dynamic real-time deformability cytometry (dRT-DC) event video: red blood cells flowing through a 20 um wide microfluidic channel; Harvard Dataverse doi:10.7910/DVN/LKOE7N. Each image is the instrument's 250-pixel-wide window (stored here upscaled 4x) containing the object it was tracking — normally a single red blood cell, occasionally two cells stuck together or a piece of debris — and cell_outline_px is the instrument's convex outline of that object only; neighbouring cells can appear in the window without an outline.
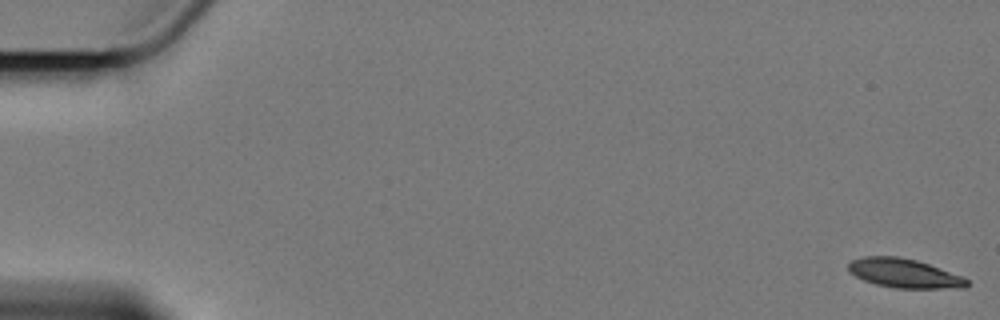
{"species": "Egyptian fruit bat (a non-hibernating species)", "species_latin": "Rousettus aegyptiacus", "temperature_condition": "cold", "stored_images_in_passage": 60, "camera_frame_rate_fps": 3000, "um_per_image_px": 0.085, "animal": {"sex": "female"}, "frame": {"image": 1, "passage_image": 1, "time_ms": 0.0, "image_size_px": [1000, 320], "cell_outline_px": [[968, 284], [964, 288], [896, 288], [876, 284], [864, 280], [848, 272], [848, 264], [852, 260], [864, 256], [896, 256], [916, 260], [964, 276], [968, 280]], "centroid_in_image_um": [76.86, 23.22], "position_along_channel_um": 8.1, "area_um2": 20.06}}
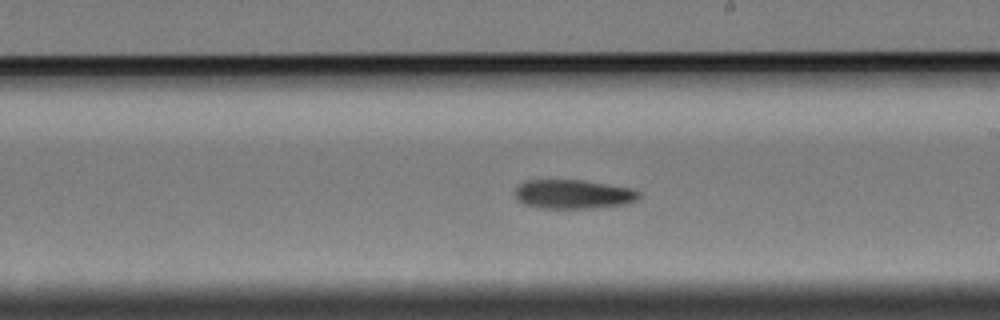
{"frame": {"image": 2, "passage_image": 35, "time_ms": 11.333, "image_size_px": [1000, 320], "cell_outline_px": [[640, 196], [636, 200], [624, 204], [600, 208], [536, 208], [524, 204], [516, 200], [516, 188], [524, 180], [580, 180], [632, 188], [640, 192]], "centroid_in_image_um": [48.71, 16.51], "position_along_channel_um": 240.3, "area_um2": 21.1}}
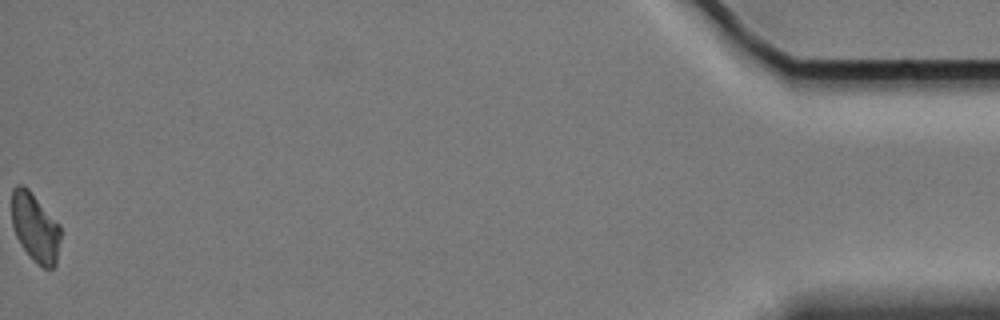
{"frame": {"image": 3, "passage_image": 60, "time_ms": 19.667, "image_size_px": [1000, 320], "cell_outline_px": [[60, 240], [56, 264], [52, 268], [44, 268], [32, 260], [28, 256], [20, 244], [16, 236], [12, 224], [12, 188], [16, 184], [24, 184], [28, 188], [60, 224]], "centroid_in_image_um": [2.98, 19.32], "position_along_channel_um": 432.2, "area_um2": 19.83}, "authors_computed_cell_mechanics": {"area_um2": 21.2126, "velocity_mm_per_s": 3.3894, "shape_relaxation_time_tau1_ms": 4.7435, "shape_relaxation_time_tau2_ms": null, "deformation_change_tau1": 0.1428, "deformation_change_tau2": null}}